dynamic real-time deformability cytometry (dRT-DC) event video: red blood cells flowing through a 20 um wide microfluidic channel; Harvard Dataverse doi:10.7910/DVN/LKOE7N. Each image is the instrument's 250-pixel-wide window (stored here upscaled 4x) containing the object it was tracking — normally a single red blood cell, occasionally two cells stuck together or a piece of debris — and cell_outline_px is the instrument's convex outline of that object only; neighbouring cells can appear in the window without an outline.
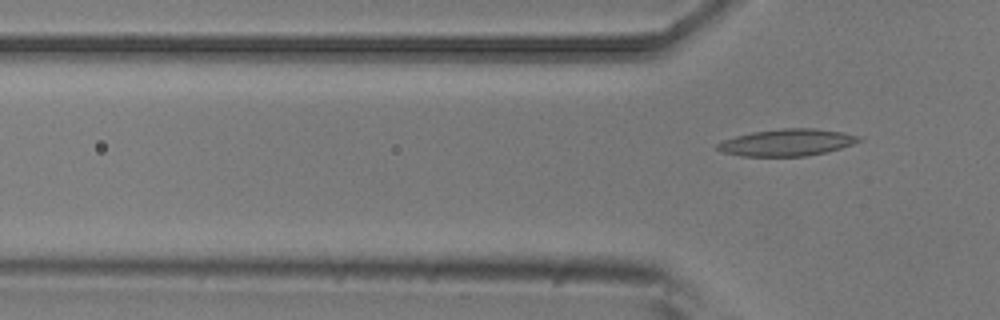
{"species": "common noctule bat (a hibernating species)", "species_latin": "Nyctalus noctula", "temperature_condition": "room temperature", "stored_images_in_passage": 2, "camera_frame_rate_fps": 3000, "um_per_image_px": 0.085, "animal": {"sex": "male", "body_mass_g": 20.5, "forearm_length_mm": 52.5}, "frame": {"image": 1, "passage_image": 2, "time_ms": 0.333, "image_size_px": [1000, 320], "cell_outline_px": [[864, 140], [828, 152], [808, 156], [740, 156], [724, 152], [716, 148], [716, 144], [724, 140], [736, 136], [752, 132], [780, 128], [812, 128], [844, 132], [860, 136]], "centroid_in_image_um": [66.93, 12.11], "position_along_channel_um": 58.9, "area_um2": 22.25}}